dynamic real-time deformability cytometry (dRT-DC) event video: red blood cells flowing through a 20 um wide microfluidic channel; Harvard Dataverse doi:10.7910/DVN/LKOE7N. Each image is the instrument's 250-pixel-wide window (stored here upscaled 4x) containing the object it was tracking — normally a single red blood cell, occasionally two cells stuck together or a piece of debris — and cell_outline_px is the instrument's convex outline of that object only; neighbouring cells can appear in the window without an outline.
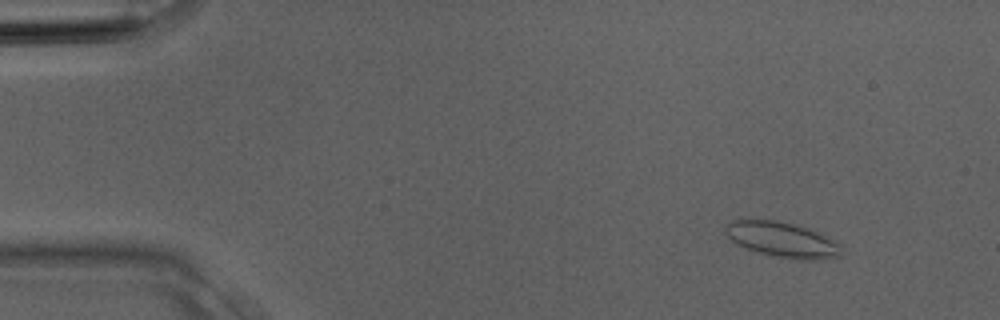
{"species": "Egyptian fruit bat (a non-hibernating species)", "species_latin": "Rousettus aegyptiacus", "temperature_condition": "room temperature", "stored_images_in_passage": 4, "camera_frame_rate_fps": 3000, "um_per_image_px": 0.085, "animal": {"sex": "male"}, "frame": {"image": 1, "passage_image": 1, "time_ms": 0.0, "image_size_px": [1000, 320], "cell_outline_px": [[840, 256], [804, 260], [796, 260], [768, 256], [736, 244], [724, 232], [724, 228], [732, 220], [776, 220], [800, 224], [812, 228], [840, 244]], "centroid_in_image_um": [66.48, 20.36], "position_along_channel_um": 18.5, "area_um2": 24.04}}